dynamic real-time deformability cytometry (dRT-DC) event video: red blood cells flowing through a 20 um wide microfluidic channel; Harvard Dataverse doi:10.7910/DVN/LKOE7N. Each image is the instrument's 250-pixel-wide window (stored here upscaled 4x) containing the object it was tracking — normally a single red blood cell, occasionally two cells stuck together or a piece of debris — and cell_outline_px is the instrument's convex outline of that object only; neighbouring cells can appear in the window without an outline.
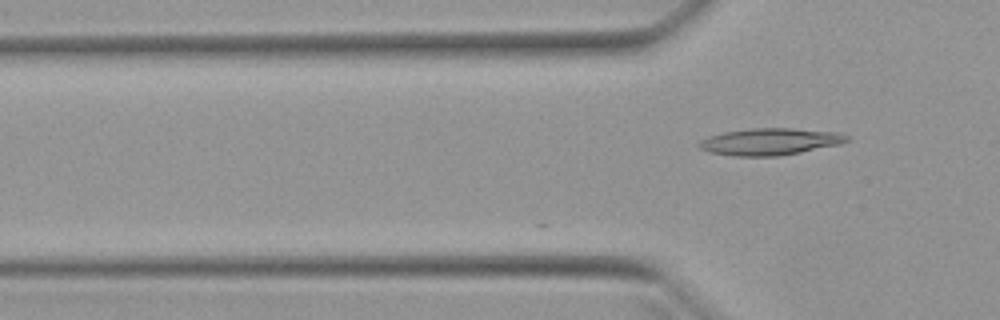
{"species": "Egyptian fruit bat (a non-hibernating species)", "species_latin": "Rousettus aegyptiacus", "temperature_condition": "warm", "stored_images_in_passage": 16, "camera_frame_rate_fps": 3000, "um_per_image_px": 0.085, "animal": {"sex": "female"}, "frame": {"image": 1, "passage_image": 16, "time_ms": 5.0, "image_size_px": [1000, 320], "cell_outline_px": [[848, 140], [840, 144], [780, 156], [732, 156], [712, 152], [700, 148], [696, 144], [700, 140], [708, 136], [724, 132], [752, 128], [792, 128], [840, 132], [848, 136]], "centroid_in_image_um": [65.44, 12.03], "position_along_channel_um": 60.4, "area_um2": 23.12}}